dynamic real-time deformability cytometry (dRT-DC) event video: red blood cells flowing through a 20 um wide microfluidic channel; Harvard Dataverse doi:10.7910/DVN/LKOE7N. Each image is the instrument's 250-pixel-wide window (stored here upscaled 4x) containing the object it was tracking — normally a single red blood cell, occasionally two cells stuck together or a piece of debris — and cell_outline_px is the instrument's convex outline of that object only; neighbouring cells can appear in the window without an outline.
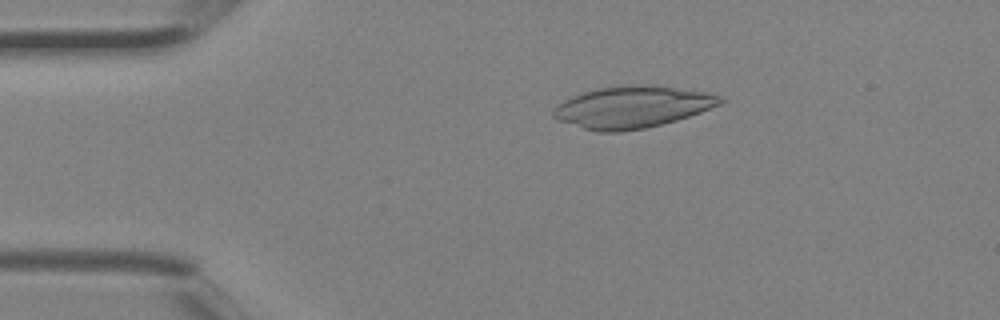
{"species": "Egyptian fruit bat (a non-hibernating species)", "species_latin": "Rousettus aegyptiacus", "temperature_condition": "room temperature", "stored_images_in_passage": 3, "camera_frame_rate_fps": 3000, "um_per_image_px": 0.085, "animal": {"sex": "female"}, "frame": {"image": 1, "passage_image": 2, "time_ms": 0.333, "image_size_px": [1000, 320], "cell_outline_px": [[728, 100], [720, 104], [700, 112], [676, 120], [644, 128], [620, 132], [596, 132], [556, 120], [552, 116], [552, 112], [564, 100], [580, 92], [596, 88], [624, 84], [656, 84], [704, 92], [720, 96]], "centroid_in_image_um": [53.73, 9.08], "position_along_channel_um": 31.3, "area_um2": 40.98}}